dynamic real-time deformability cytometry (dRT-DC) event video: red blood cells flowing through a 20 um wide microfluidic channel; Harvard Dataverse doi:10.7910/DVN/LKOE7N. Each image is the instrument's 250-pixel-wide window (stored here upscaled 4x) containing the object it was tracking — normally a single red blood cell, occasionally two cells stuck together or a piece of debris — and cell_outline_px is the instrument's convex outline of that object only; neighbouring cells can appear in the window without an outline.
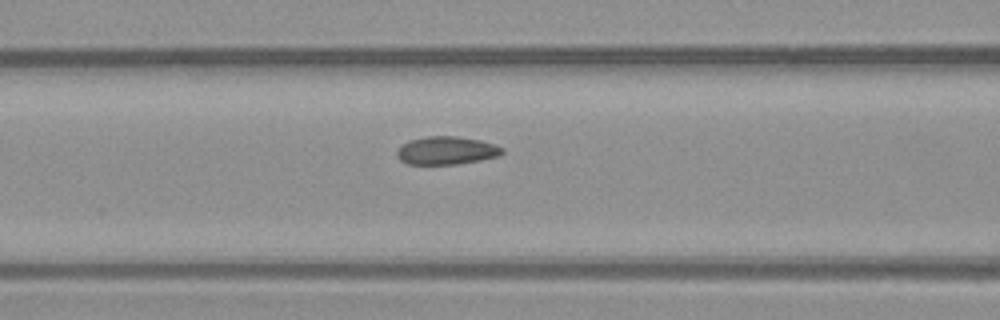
{"species": "common noctule bat (a hibernating species)", "species_latin": "Nyctalus noctula", "temperature_condition": "warm", "stored_images_in_passage": 18, "camera_frame_rate_fps": 3000, "um_per_image_px": 0.085, "animal": {"sex": "male", "body_mass_g": 23.1, "forearm_length_mm": 52.7}, "frame": {"image": 1, "passage_image": 13, "time_ms": 4.0, "image_size_px": [1000, 320], "cell_outline_px": [[504, 152], [500, 156], [480, 160], [456, 164], [408, 164], [400, 160], [396, 156], [396, 152], [408, 140], [428, 136], [456, 136], [480, 140], [496, 144], [504, 148]], "centroid_in_image_um": [37.98, 12.79], "position_along_channel_um": 128.6, "area_um2": 17.28}}
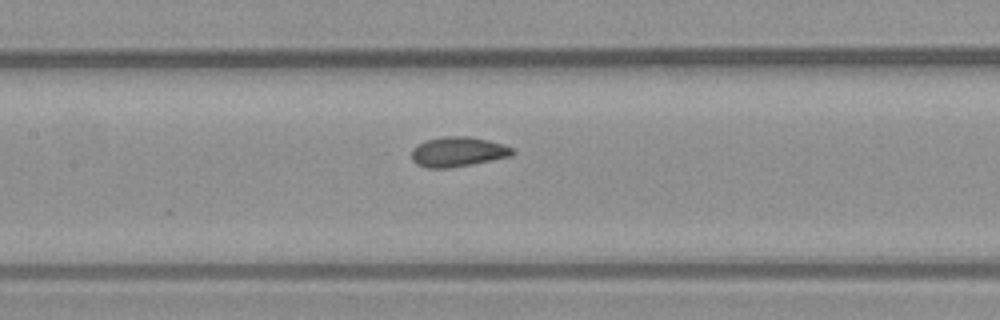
{"frame": {"image": 2, "passage_image": 16, "time_ms": 5.0, "image_size_px": [1000, 320], "cell_outline_px": [[516, 152], [512, 156], [472, 164], [448, 168], [424, 168], [416, 164], [412, 160], [412, 148], [416, 144], [428, 140], [444, 136], [468, 136], [488, 140], [504, 144], [516, 148]], "centroid_in_image_um": [38.95, 12.9], "position_along_channel_um": 168.5, "area_um2": 17.8}}